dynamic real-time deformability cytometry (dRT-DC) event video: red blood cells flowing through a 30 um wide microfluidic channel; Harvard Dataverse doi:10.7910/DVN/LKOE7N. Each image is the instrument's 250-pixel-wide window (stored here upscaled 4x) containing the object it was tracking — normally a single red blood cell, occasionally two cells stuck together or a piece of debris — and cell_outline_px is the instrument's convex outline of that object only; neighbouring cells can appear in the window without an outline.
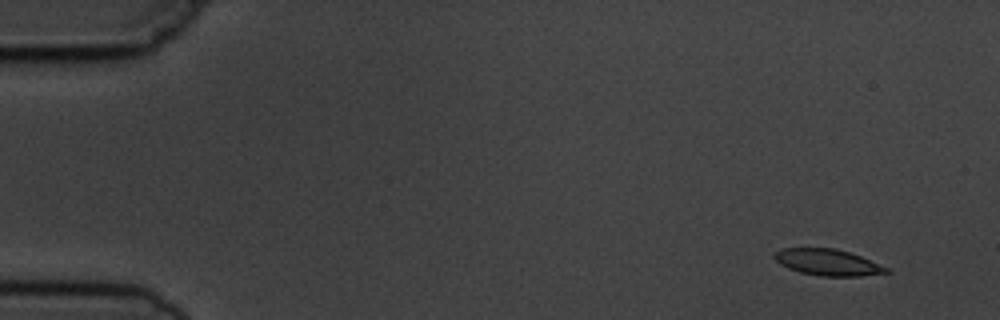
{"species": "common noctule bat (a hibernating species)", "species_latin": "Nyctalus noctula", "temperature_condition": "cold", "stored_images_in_passage": 5, "segment_of_instrument_passage": [2, 2], "camera_frame_rate_fps": 3000, "um_per_image_px": 0.085, "animal": {"sex": "male", "body_mass_g": 19.5, "forearm_length_mm": 54.6}, "frame": {"image": 1, "passage_image": 5, "time_ms": 5.667, "image_size_px": [1000, 320], "cell_outline_px": [[892, 272], [860, 276], [820, 276], [800, 272], [788, 268], [780, 264], [772, 256], [772, 252], [780, 248], [836, 248], [860, 256], [888, 268]], "centroid_in_image_um": [70.3, 22.29], "position_along_channel_um": 14.7, "area_um2": 17.22}}